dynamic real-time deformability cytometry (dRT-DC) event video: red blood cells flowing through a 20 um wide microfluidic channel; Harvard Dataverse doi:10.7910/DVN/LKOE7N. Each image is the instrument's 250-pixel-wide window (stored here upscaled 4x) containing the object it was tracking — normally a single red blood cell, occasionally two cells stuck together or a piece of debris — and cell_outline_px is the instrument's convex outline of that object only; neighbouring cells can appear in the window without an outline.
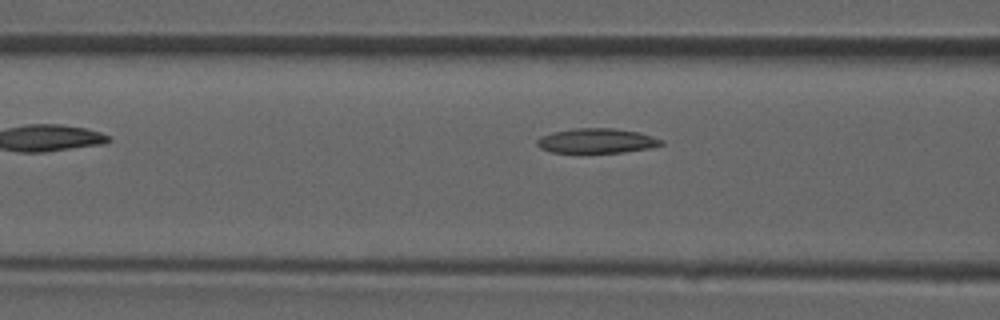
{"species": "common noctule bat (a hibernating species)", "species_latin": "Nyctalus noctula", "temperature_condition": "room temperature", "stored_images_in_passage": 34, "camera_frame_rate_fps": 3000, "um_per_image_px": 0.085, "animal": {"sex": "male", "forearm_length_mm": 52.5}, "frame": {"image": 1, "passage_image": 6, "time_ms": 1.667, "image_size_px": [1000, 320], "cell_outline_px": [[664, 144], [652, 148], [624, 152], [552, 152], [540, 148], [536, 144], [536, 140], [540, 136], [552, 132], [572, 128], [612, 128], [640, 132], [664, 140]], "centroid_in_image_um": [50.73, 11.96], "position_along_channel_um": 115.9, "area_um2": 18.03}}